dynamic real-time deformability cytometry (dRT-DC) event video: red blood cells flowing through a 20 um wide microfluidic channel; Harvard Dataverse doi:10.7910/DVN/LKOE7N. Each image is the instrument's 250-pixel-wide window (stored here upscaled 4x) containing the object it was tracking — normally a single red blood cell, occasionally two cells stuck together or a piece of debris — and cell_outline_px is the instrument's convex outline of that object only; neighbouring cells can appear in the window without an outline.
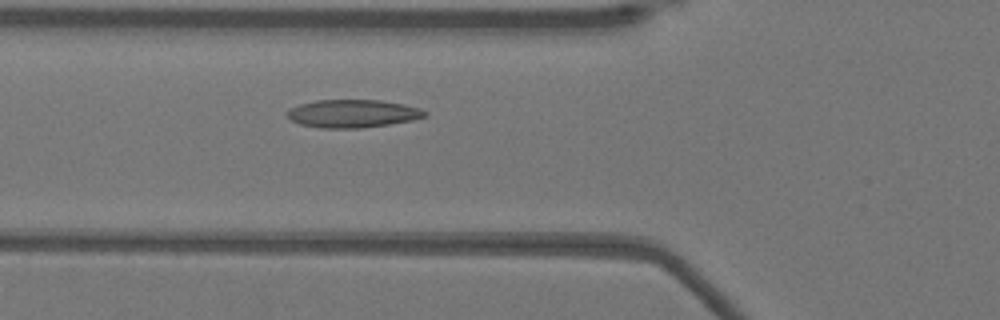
{"species": "Egyptian fruit bat (a non-hibernating species)", "species_latin": "Rousettus aegyptiacus", "temperature_condition": "warm", "stored_images_in_passage": 46, "camera_frame_rate_fps": 3000, "um_per_image_px": 0.085, "animal": {"sex": "female"}, "frame": {"image": 1, "passage_image": 13, "time_ms": 4.0, "image_size_px": [1000, 320], "cell_outline_px": [[428, 112], [424, 116], [412, 120], [388, 124], [360, 128], [320, 128], [300, 124], [292, 120], [288, 116], [288, 108], [300, 104], [316, 100], [380, 100], [404, 104], [420, 108]], "centroid_in_image_um": [29.97, 9.65], "position_along_channel_um": 95.8, "area_um2": 22.31}}
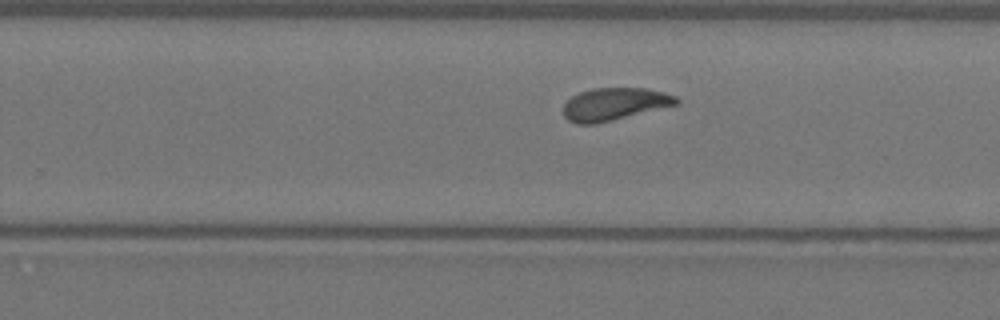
{"frame": {"image": 2, "passage_image": 27, "time_ms": 8.667, "image_size_px": [1000, 320], "cell_outline_px": [[680, 104], [596, 124], [576, 124], [568, 120], [564, 116], [564, 104], [572, 96], [580, 92], [592, 88], [648, 88], [664, 92], [676, 96], [680, 100]], "centroid_in_image_um": [52.26, 8.85], "position_along_channel_um": 277.5, "area_um2": 21.56}}
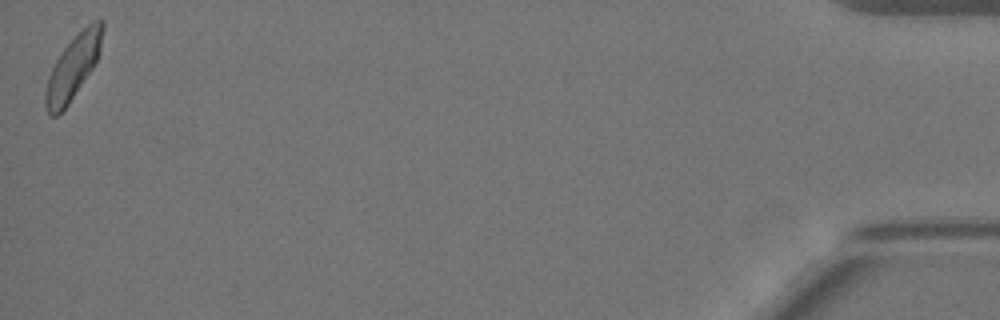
{"frame": {"image": 3, "passage_image": 46, "time_ms": 15.0, "image_size_px": [1000, 320], "cell_outline_px": [[104, 28], [100, 52], [92, 68], [68, 104], [56, 116], [48, 116], [44, 104], [44, 92], [48, 76], [56, 60], [64, 48], [92, 20], [100, 16], [104, 20]], "centroid_in_image_um": [6.21, 5.69], "position_along_channel_um": 429.0, "area_um2": 21.04}, "authors_computed_cell_mechanics": {"area_um2": 21.5594, "velocity_mm_per_s": 3.8947, "shape_relaxation_time_tau1_ms": 4.096, "shape_relaxation_time_tau2_ms": 1.7688, "deformation_change_tau1": 0.1269, "deformation_change_tau2": 0.0771}}